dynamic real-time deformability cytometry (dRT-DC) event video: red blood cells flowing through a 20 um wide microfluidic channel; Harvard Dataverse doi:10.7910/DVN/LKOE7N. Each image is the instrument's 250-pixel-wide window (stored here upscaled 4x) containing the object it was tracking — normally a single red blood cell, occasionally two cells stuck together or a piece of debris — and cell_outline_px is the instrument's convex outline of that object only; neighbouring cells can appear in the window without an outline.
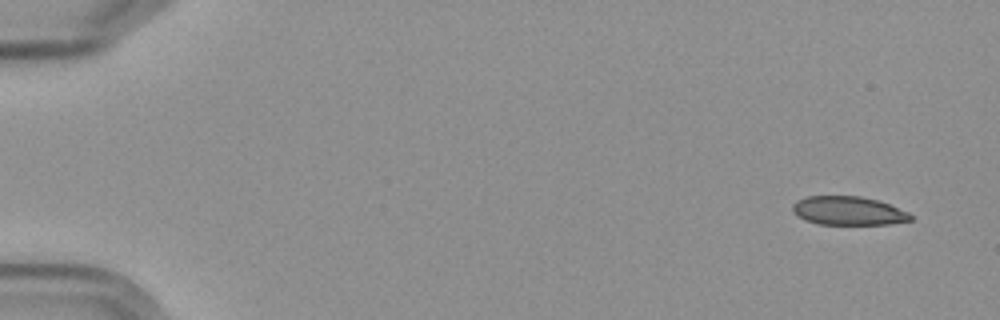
{"species": "Egyptian fruit bat (a non-hibernating species)", "species_latin": "Rousettus aegyptiacus", "temperature_condition": "cold", "stored_images_in_passage": 5, "camera_frame_rate_fps": 3000, "um_per_image_px": 0.085, "frame": {"image": 1, "passage_image": 1, "time_ms": 0.0, "image_size_px": [1000, 320], "cell_outline_px": [[912, 220], [888, 224], [820, 224], [804, 220], [792, 212], [792, 204], [796, 200], [808, 196], [860, 196], [880, 200], [908, 212], [912, 216]], "centroid_in_image_um": [72.09, 17.91], "position_along_channel_um": 12.9, "area_um2": 19.83}}
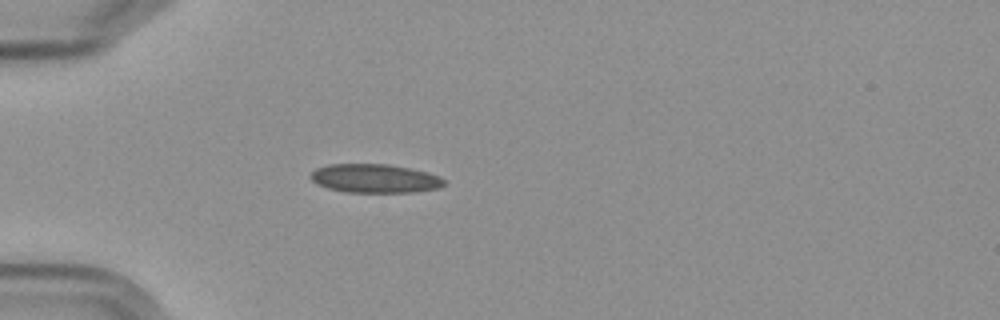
{"frame": {"image": 2, "passage_image": 5, "time_ms": 4.667, "image_size_px": [1000, 320], "cell_outline_px": [[444, 184], [436, 188], [412, 192], [344, 192], [328, 188], [316, 184], [308, 176], [316, 168], [328, 164], [388, 164], [408, 168], [424, 172], [436, 176], [444, 180]], "centroid_in_image_um": [31.76, 15.17], "position_along_channel_um": 53.2, "area_um2": 22.08}}